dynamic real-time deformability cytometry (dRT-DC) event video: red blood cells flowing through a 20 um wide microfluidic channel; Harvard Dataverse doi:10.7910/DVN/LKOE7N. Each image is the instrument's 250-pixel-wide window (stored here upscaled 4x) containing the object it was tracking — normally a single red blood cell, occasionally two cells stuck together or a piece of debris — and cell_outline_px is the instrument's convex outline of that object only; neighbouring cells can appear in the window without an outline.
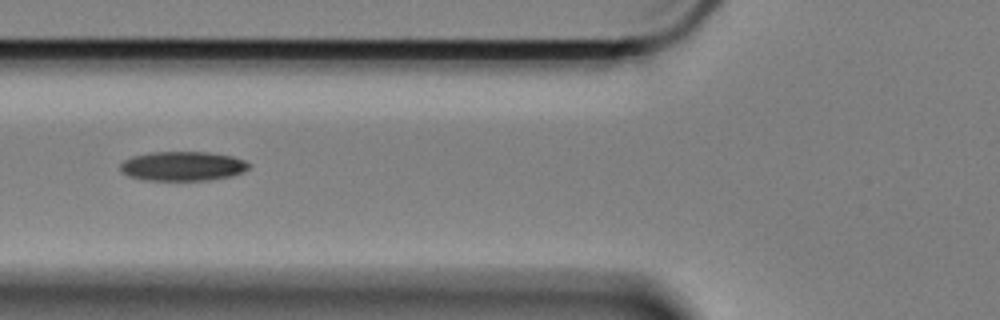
{"species": "Egyptian fruit bat (a non-hibernating species)", "species_latin": "Rousettus aegyptiacus", "temperature_condition": "cold", "stored_images_in_passage": 19, "camera_frame_rate_fps": 3000, "um_per_image_px": 0.085, "animal": {"sex": "female"}, "frame": {"image": 1, "passage_image": 6, "time_ms": 1.667, "image_size_px": [1000, 320], "cell_outline_px": [[248, 168], [244, 172], [232, 176], [208, 180], [144, 180], [128, 176], [120, 168], [120, 164], [124, 160], [132, 156], [152, 152], [208, 152], [232, 156], [244, 160], [248, 164]], "centroid_in_image_um": [15.52, 14.12], "position_along_channel_um": 110.3, "area_um2": 21.96}}
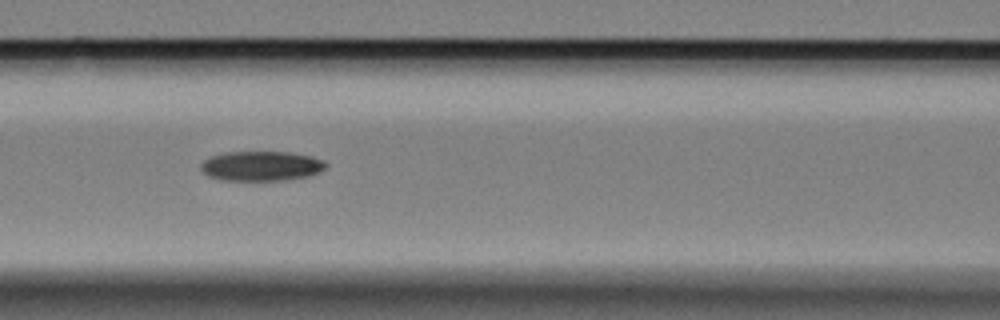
{"frame": {"image": 2, "passage_image": 9, "time_ms": 2.667, "image_size_px": [1000, 320], "cell_outline_px": [[328, 164], [320, 172], [308, 176], [284, 180], [220, 180], [208, 176], [200, 168], [200, 164], [204, 160], [212, 156], [224, 152], [288, 152], [312, 156], [324, 160]], "centroid_in_image_um": [22.21, 14.11], "position_along_channel_um": 144.4, "area_um2": 21.73}}